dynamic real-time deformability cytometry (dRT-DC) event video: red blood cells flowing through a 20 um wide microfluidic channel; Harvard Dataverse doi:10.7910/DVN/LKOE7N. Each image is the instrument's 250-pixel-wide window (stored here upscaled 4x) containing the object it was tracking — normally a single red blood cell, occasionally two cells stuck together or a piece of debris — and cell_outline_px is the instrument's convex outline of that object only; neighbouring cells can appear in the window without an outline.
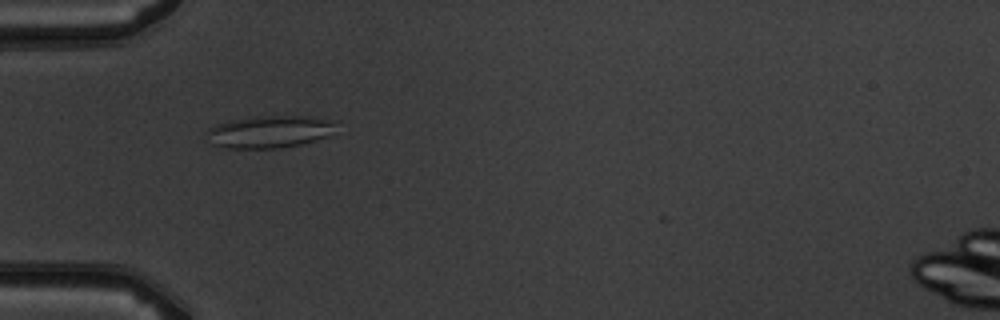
{"species": "common noctule bat (a hibernating species)", "species_latin": "Nyctalus noctula", "temperature_condition": "warm", "stored_images_in_passage": 6, "camera_frame_rate_fps": 3000, "um_per_image_px": 0.085, "animal": {"sex": "male", "body_mass_g": 19.5, "forearm_length_mm": 54.6}, "frame": {"image": 1, "passage_image": 5, "time_ms": 4.667, "image_size_px": [1000, 320], "cell_outline_px": [[340, 120], [328, 136], [316, 140], [300, 144], [276, 148], [224, 148], [212, 144], [204, 132], [208, 128], [216, 124], [228, 120], [260, 116], [308, 116]], "centroid_in_image_um": [22.91, 11.18], "position_along_channel_um": 62.1, "area_um2": 24.62}}
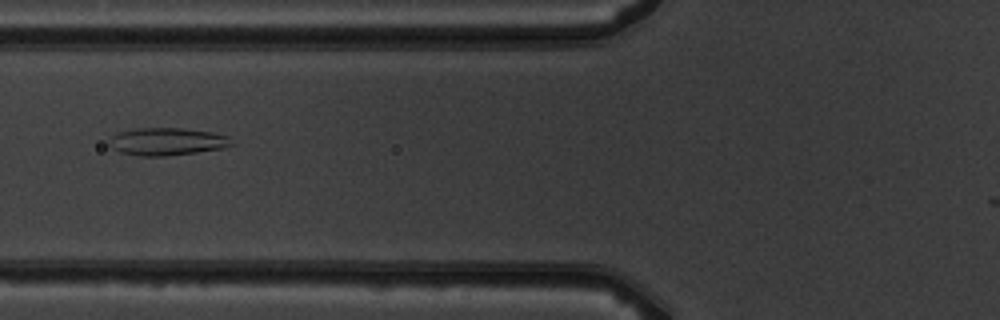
{"frame": {"image": 2, "passage_image": 6, "time_ms": 6.0, "image_size_px": [1000, 320], "cell_outline_px": [[236, 144], [220, 148], [196, 152], [164, 156], [140, 156], [120, 152], [112, 148], [108, 144], [108, 140], [112, 136], [120, 132], [136, 128], [184, 128], [212, 132], [228, 136]], "centroid_in_image_um": [14.19, 12.03], "position_along_channel_um": 111.6, "area_um2": 19.65}}